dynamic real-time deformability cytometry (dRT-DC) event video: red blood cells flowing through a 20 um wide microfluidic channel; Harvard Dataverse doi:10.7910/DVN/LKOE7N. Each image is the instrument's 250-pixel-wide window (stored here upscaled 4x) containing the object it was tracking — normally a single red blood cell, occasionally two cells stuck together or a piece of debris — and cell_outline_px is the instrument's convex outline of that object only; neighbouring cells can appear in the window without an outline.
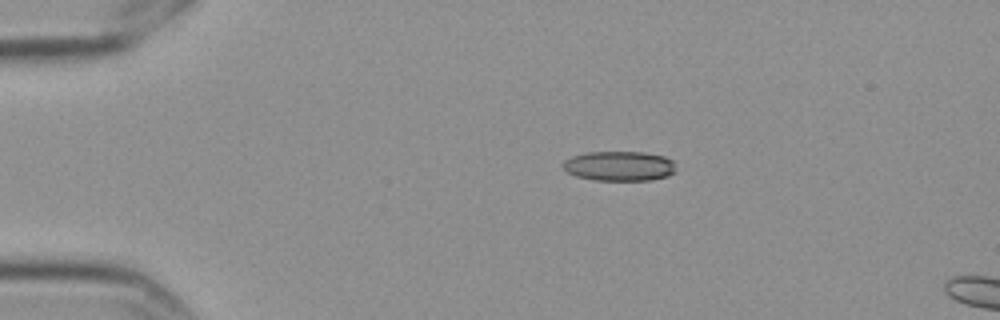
{"species": "Egyptian fruit bat (a non-hibernating species)", "species_latin": "Rousettus aegyptiacus", "temperature_condition": "cold", "stored_images_in_passage": 3, "camera_frame_rate_fps": 3000, "um_per_image_px": 0.085, "frame": {"image": 1, "passage_image": 1, "time_ms": 0.0, "image_size_px": [1000, 320], "cell_outline_px": [[676, 172], [668, 176], [652, 180], [596, 180], [576, 176], [568, 172], [560, 164], [564, 160], [572, 156], [588, 152], [644, 152], [664, 156], [672, 160]], "centroid_in_image_um": [52.64, 14.11], "position_along_channel_um": 32.4, "area_um2": 19.65}}